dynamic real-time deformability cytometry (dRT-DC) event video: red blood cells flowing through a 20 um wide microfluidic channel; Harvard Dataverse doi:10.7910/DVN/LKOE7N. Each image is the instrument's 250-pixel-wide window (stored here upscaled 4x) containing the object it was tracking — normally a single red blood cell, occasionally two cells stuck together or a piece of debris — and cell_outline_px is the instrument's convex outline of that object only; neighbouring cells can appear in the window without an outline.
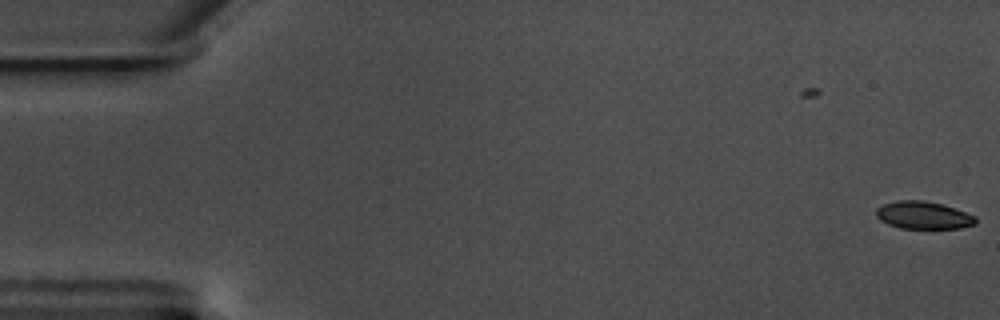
{"species": "common noctule bat (a hibernating species)", "species_latin": "Nyctalus noctula", "temperature_condition": "warm", "stored_images_in_passage": 5, "camera_frame_rate_fps": 3000, "um_per_image_px": 0.085, "animal": {"sex": "male", "body_mass_g": 17.5, "forearm_length_mm": 52.3}, "frame": {"image": 1, "passage_image": 5, "time_ms": 1.333, "image_size_px": [1000, 320], "cell_outline_px": [[976, 224], [960, 228], [900, 228], [888, 224], [880, 220], [876, 216], [876, 208], [884, 204], [896, 200], [924, 200], [956, 208], [976, 216]], "centroid_in_image_um": [78.49, 18.29], "position_along_channel_um": 6.5, "area_um2": 16.01}}